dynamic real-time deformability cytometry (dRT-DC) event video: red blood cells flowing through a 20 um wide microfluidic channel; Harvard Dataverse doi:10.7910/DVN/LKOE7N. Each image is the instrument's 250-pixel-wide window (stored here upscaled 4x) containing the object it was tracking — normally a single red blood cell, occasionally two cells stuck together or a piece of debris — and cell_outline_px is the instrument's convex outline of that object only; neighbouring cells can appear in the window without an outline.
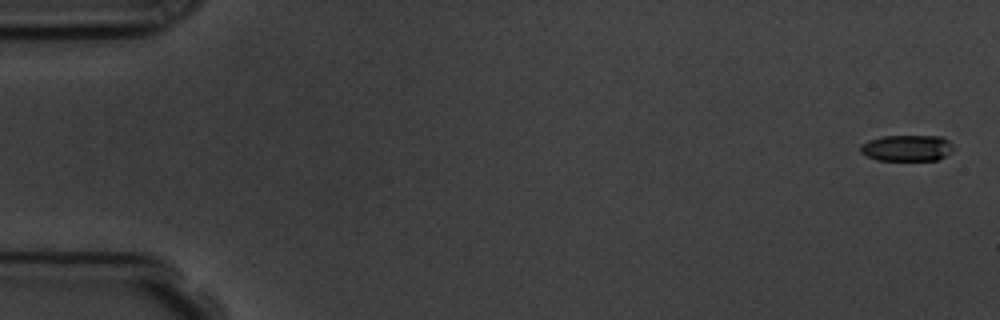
{"species": "common noctule bat (a hibernating species)", "species_latin": "Nyctalus noctula", "temperature_condition": "room temperature", "stored_images_in_passage": 5, "camera_frame_rate_fps": 3000, "um_per_image_px": 0.085, "animal": {"sex": "male", "body_mass_g": 19.5, "forearm_length_mm": 54.6}, "frame": {"image": 1, "passage_image": 1, "time_ms": 0.0, "image_size_px": [1000, 320], "cell_outline_px": [[956, 148], [952, 152], [936, 160], [876, 160], [860, 152], [860, 144], [868, 140], [884, 136], [944, 136]], "centroid_in_image_um": [77.12, 12.57], "position_along_channel_um": 7.9, "area_um2": 14.33}}
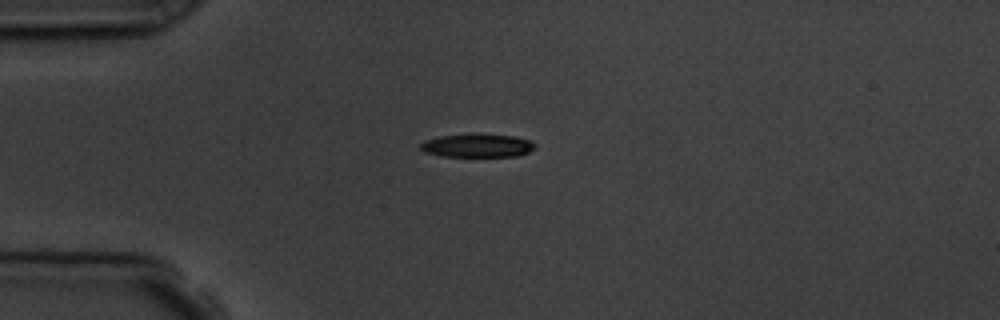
{"frame": {"image": 2, "passage_image": 4, "time_ms": 4.333, "image_size_px": [1000, 320], "cell_outline_px": [[536, 148], [528, 152], [516, 156], [440, 156], [424, 152], [420, 148], [420, 144], [424, 140], [440, 136], [512, 136], [532, 140], [536, 144]], "centroid_in_image_um": [40.58, 12.41], "position_along_channel_um": 44.4, "area_um2": 14.97}}